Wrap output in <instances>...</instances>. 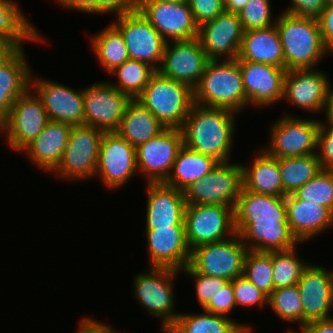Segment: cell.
Here are the masks:
<instances>
[{"label":"cell","instance_id":"cell-37","mask_svg":"<svg viewBox=\"0 0 333 333\" xmlns=\"http://www.w3.org/2000/svg\"><path fill=\"white\" fill-rule=\"evenodd\" d=\"M155 72L156 70L147 63L128 59L110 72L111 75H116L119 80L117 83L110 81V84L132 99H136L143 92Z\"/></svg>","mask_w":333,"mask_h":333},{"label":"cell","instance_id":"cell-36","mask_svg":"<svg viewBox=\"0 0 333 333\" xmlns=\"http://www.w3.org/2000/svg\"><path fill=\"white\" fill-rule=\"evenodd\" d=\"M283 191L293 194L322 171L317 154L279 159Z\"/></svg>","mask_w":333,"mask_h":333},{"label":"cell","instance_id":"cell-3","mask_svg":"<svg viewBox=\"0 0 333 333\" xmlns=\"http://www.w3.org/2000/svg\"><path fill=\"white\" fill-rule=\"evenodd\" d=\"M283 50L285 69H313L329 54L317 18L281 13L275 24Z\"/></svg>","mask_w":333,"mask_h":333},{"label":"cell","instance_id":"cell-33","mask_svg":"<svg viewBox=\"0 0 333 333\" xmlns=\"http://www.w3.org/2000/svg\"><path fill=\"white\" fill-rule=\"evenodd\" d=\"M41 36L14 0H0V40L23 48L24 41L27 40L45 42V37Z\"/></svg>","mask_w":333,"mask_h":333},{"label":"cell","instance_id":"cell-30","mask_svg":"<svg viewBox=\"0 0 333 333\" xmlns=\"http://www.w3.org/2000/svg\"><path fill=\"white\" fill-rule=\"evenodd\" d=\"M254 153L252 164L242 165L243 188L265 194L286 197L283 191L279 159L268 155L262 148Z\"/></svg>","mask_w":333,"mask_h":333},{"label":"cell","instance_id":"cell-51","mask_svg":"<svg viewBox=\"0 0 333 333\" xmlns=\"http://www.w3.org/2000/svg\"><path fill=\"white\" fill-rule=\"evenodd\" d=\"M79 322L81 323H79L75 333H120L114 330L110 325L94 320L93 318H87L86 316Z\"/></svg>","mask_w":333,"mask_h":333},{"label":"cell","instance_id":"cell-17","mask_svg":"<svg viewBox=\"0 0 333 333\" xmlns=\"http://www.w3.org/2000/svg\"><path fill=\"white\" fill-rule=\"evenodd\" d=\"M208 61L198 37L189 40H173L166 43L162 62L157 71L165 77L194 89Z\"/></svg>","mask_w":333,"mask_h":333},{"label":"cell","instance_id":"cell-54","mask_svg":"<svg viewBox=\"0 0 333 333\" xmlns=\"http://www.w3.org/2000/svg\"><path fill=\"white\" fill-rule=\"evenodd\" d=\"M20 49L16 44L0 40V68Z\"/></svg>","mask_w":333,"mask_h":333},{"label":"cell","instance_id":"cell-11","mask_svg":"<svg viewBox=\"0 0 333 333\" xmlns=\"http://www.w3.org/2000/svg\"><path fill=\"white\" fill-rule=\"evenodd\" d=\"M234 207L189 204L185 209L186 241L190 249L226 240L236 234Z\"/></svg>","mask_w":333,"mask_h":333},{"label":"cell","instance_id":"cell-43","mask_svg":"<svg viewBox=\"0 0 333 333\" xmlns=\"http://www.w3.org/2000/svg\"><path fill=\"white\" fill-rule=\"evenodd\" d=\"M180 271L182 273L185 272L186 275H190V277L193 278L197 296L196 298L202 309H204L210 301L215 298L220 289L224 288L229 282L221 277L198 273L196 270H192L188 266Z\"/></svg>","mask_w":333,"mask_h":333},{"label":"cell","instance_id":"cell-44","mask_svg":"<svg viewBox=\"0 0 333 333\" xmlns=\"http://www.w3.org/2000/svg\"><path fill=\"white\" fill-rule=\"evenodd\" d=\"M236 306L252 307L268 306V296L251 283L244 275L232 281Z\"/></svg>","mask_w":333,"mask_h":333},{"label":"cell","instance_id":"cell-39","mask_svg":"<svg viewBox=\"0 0 333 333\" xmlns=\"http://www.w3.org/2000/svg\"><path fill=\"white\" fill-rule=\"evenodd\" d=\"M270 310L288 323H298L303 328V306L297 285L275 289L268 298Z\"/></svg>","mask_w":333,"mask_h":333},{"label":"cell","instance_id":"cell-6","mask_svg":"<svg viewBox=\"0 0 333 333\" xmlns=\"http://www.w3.org/2000/svg\"><path fill=\"white\" fill-rule=\"evenodd\" d=\"M149 272L133 277V292L145 310L161 319V327L173 325L179 315L175 310L173 284L180 270L168 267H150Z\"/></svg>","mask_w":333,"mask_h":333},{"label":"cell","instance_id":"cell-40","mask_svg":"<svg viewBox=\"0 0 333 333\" xmlns=\"http://www.w3.org/2000/svg\"><path fill=\"white\" fill-rule=\"evenodd\" d=\"M243 275L269 297L274 291L272 252L248 250Z\"/></svg>","mask_w":333,"mask_h":333},{"label":"cell","instance_id":"cell-27","mask_svg":"<svg viewBox=\"0 0 333 333\" xmlns=\"http://www.w3.org/2000/svg\"><path fill=\"white\" fill-rule=\"evenodd\" d=\"M72 125L49 120L41 133L21 152L36 167L50 173L59 164L69 141Z\"/></svg>","mask_w":333,"mask_h":333},{"label":"cell","instance_id":"cell-12","mask_svg":"<svg viewBox=\"0 0 333 333\" xmlns=\"http://www.w3.org/2000/svg\"><path fill=\"white\" fill-rule=\"evenodd\" d=\"M49 119L44 106L29 88L13 103L10 113L0 123L1 132L7 144L16 152H21L46 127Z\"/></svg>","mask_w":333,"mask_h":333},{"label":"cell","instance_id":"cell-23","mask_svg":"<svg viewBox=\"0 0 333 333\" xmlns=\"http://www.w3.org/2000/svg\"><path fill=\"white\" fill-rule=\"evenodd\" d=\"M327 76L324 71L317 68L287 71L284 79L283 100L311 114L323 112L330 85Z\"/></svg>","mask_w":333,"mask_h":333},{"label":"cell","instance_id":"cell-55","mask_svg":"<svg viewBox=\"0 0 333 333\" xmlns=\"http://www.w3.org/2000/svg\"><path fill=\"white\" fill-rule=\"evenodd\" d=\"M248 2L249 0H224V10L239 14Z\"/></svg>","mask_w":333,"mask_h":333},{"label":"cell","instance_id":"cell-20","mask_svg":"<svg viewBox=\"0 0 333 333\" xmlns=\"http://www.w3.org/2000/svg\"><path fill=\"white\" fill-rule=\"evenodd\" d=\"M297 286L303 306V327L313 321L333 318L330 315L333 310V269L309 263Z\"/></svg>","mask_w":333,"mask_h":333},{"label":"cell","instance_id":"cell-2","mask_svg":"<svg viewBox=\"0 0 333 333\" xmlns=\"http://www.w3.org/2000/svg\"><path fill=\"white\" fill-rule=\"evenodd\" d=\"M236 112L194 103L181 128L184 145L214 157L220 163L229 162L235 131Z\"/></svg>","mask_w":333,"mask_h":333},{"label":"cell","instance_id":"cell-1","mask_svg":"<svg viewBox=\"0 0 333 333\" xmlns=\"http://www.w3.org/2000/svg\"><path fill=\"white\" fill-rule=\"evenodd\" d=\"M234 224L248 250L281 251L300 244L287 221L286 197L242 188L234 207Z\"/></svg>","mask_w":333,"mask_h":333},{"label":"cell","instance_id":"cell-48","mask_svg":"<svg viewBox=\"0 0 333 333\" xmlns=\"http://www.w3.org/2000/svg\"><path fill=\"white\" fill-rule=\"evenodd\" d=\"M289 7L284 10L296 16L317 18L325 7V0H291Z\"/></svg>","mask_w":333,"mask_h":333},{"label":"cell","instance_id":"cell-58","mask_svg":"<svg viewBox=\"0 0 333 333\" xmlns=\"http://www.w3.org/2000/svg\"><path fill=\"white\" fill-rule=\"evenodd\" d=\"M164 2H176V3H182V2H188V0H160Z\"/></svg>","mask_w":333,"mask_h":333},{"label":"cell","instance_id":"cell-41","mask_svg":"<svg viewBox=\"0 0 333 333\" xmlns=\"http://www.w3.org/2000/svg\"><path fill=\"white\" fill-rule=\"evenodd\" d=\"M293 195L299 200L325 206L333 212V171L322 170Z\"/></svg>","mask_w":333,"mask_h":333},{"label":"cell","instance_id":"cell-24","mask_svg":"<svg viewBox=\"0 0 333 333\" xmlns=\"http://www.w3.org/2000/svg\"><path fill=\"white\" fill-rule=\"evenodd\" d=\"M147 184L145 230L185 226L186 202L183 191L161 183Z\"/></svg>","mask_w":333,"mask_h":333},{"label":"cell","instance_id":"cell-29","mask_svg":"<svg viewBox=\"0 0 333 333\" xmlns=\"http://www.w3.org/2000/svg\"><path fill=\"white\" fill-rule=\"evenodd\" d=\"M20 48L0 68V123L8 116L14 101L30 88L31 67Z\"/></svg>","mask_w":333,"mask_h":333},{"label":"cell","instance_id":"cell-52","mask_svg":"<svg viewBox=\"0 0 333 333\" xmlns=\"http://www.w3.org/2000/svg\"><path fill=\"white\" fill-rule=\"evenodd\" d=\"M59 6L70 10H77L80 13L98 14V0H56Z\"/></svg>","mask_w":333,"mask_h":333},{"label":"cell","instance_id":"cell-49","mask_svg":"<svg viewBox=\"0 0 333 333\" xmlns=\"http://www.w3.org/2000/svg\"><path fill=\"white\" fill-rule=\"evenodd\" d=\"M323 44L327 52L333 54V2H327L317 17Z\"/></svg>","mask_w":333,"mask_h":333},{"label":"cell","instance_id":"cell-31","mask_svg":"<svg viewBox=\"0 0 333 333\" xmlns=\"http://www.w3.org/2000/svg\"><path fill=\"white\" fill-rule=\"evenodd\" d=\"M165 129L164 125L137 99H132L116 132L137 148Z\"/></svg>","mask_w":333,"mask_h":333},{"label":"cell","instance_id":"cell-22","mask_svg":"<svg viewBox=\"0 0 333 333\" xmlns=\"http://www.w3.org/2000/svg\"><path fill=\"white\" fill-rule=\"evenodd\" d=\"M248 106L270 107L283 100L287 70L270 64L239 61Z\"/></svg>","mask_w":333,"mask_h":333},{"label":"cell","instance_id":"cell-45","mask_svg":"<svg viewBox=\"0 0 333 333\" xmlns=\"http://www.w3.org/2000/svg\"><path fill=\"white\" fill-rule=\"evenodd\" d=\"M316 154L322 170L333 171V123L321 121Z\"/></svg>","mask_w":333,"mask_h":333},{"label":"cell","instance_id":"cell-16","mask_svg":"<svg viewBox=\"0 0 333 333\" xmlns=\"http://www.w3.org/2000/svg\"><path fill=\"white\" fill-rule=\"evenodd\" d=\"M137 172L136 148L116 131L104 132L94 177H100L108 188L118 189Z\"/></svg>","mask_w":333,"mask_h":333},{"label":"cell","instance_id":"cell-21","mask_svg":"<svg viewBox=\"0 0 333 333\" xmlns=\"http://www.w3.org/2000/svg\"><path fill=\"white\" fill-rule=\"evenodd\" d=\"M243 33L238 14L225 10L213 20L198 27V39L208 60L236 59Z\"/></svg>","mask_w":333,"mask_h":333},{"label":"cell","instance_id":"cell-42","mask_svg":"<svg viewBox=\"0 0 333 333\" xmlns=\"http://www.w3.org/2000/svg\"><path fill=\"white\" fill-rule=\"evenodd\" d=\"M271 6L270 0H249L238 14L243 30L264 29L275 25L277 16L272 14Z\"/></svg>","mask_w":333,"mask_h":333},{"label":"cell","instance_id":"cell-34","mask_svg":"<svg viewBox=\"0 0 333 333\" xmlns=\"http://www.w3.org/2000/svg\"><path fill=\"white\" fill-rule=\"evenodd\" d=\"M173 326L180 333H253L252 327L203 310L199 313H179Z\"/></svg>","mask_w":333,"mask_h":333},{"label":"cell","instance_id":"cell-18","mask_svg":"<svg viewBox=\"0 0 333 333\" xmlns=\"http://www.w3.org/2000/svg\"><path fill=\"white\" fill-rule=\"evenodd\" d=\"M137 10L167 42L198 37V26L188 2L138 0Z\"/></svg>","mask_w":333,"mask_h":333},{"label":"cell","instance_id":"cell-56","mask_svg":"<svg viewBox=\"0 0 333 333\" xmlns=\"http://www.w3.org/2000/svg\"><path fill=\"white\" fill-rule=\"evenodd\" d=\"M333 88L329 85L323 111L328 123H333Z\"/></svg>","mask_w":333,"mask_h":333},{"label":"cell","instance_id":"cell-14","mask_svg":"<svg viewBox=\"0 0 333 333\" xmlns=\"http://www.w3.org/2000/svg\"><path fill=\"white\" fill-rule=\"evenodd\" d=\"M85 125L116 131L132 98L110 82H94L83 89Z\"/></svg>","mask_w":333,"mask_h":333},{"label":"cell","instance_id":"cell-9","mask_svg":"<svg viewBox=\"0 0 333 333\" xmlns=\"http://www.w3.org/2000/svg\"><path fill=\"white\" fill-rule=\"evenodd\" d=\"M248 252L239 234L219 242L191 249L190 269L209 276L232 281L244 274V260Z\"/></svg>","mask_w":333,"mask_h":333},{"label":"cell","instance_id":"cell-8","mask_svg":"<svg viewBox=\"0 0 333 333\" xmlns=\"http://www.w3.org/2000/svg\"><path fill=\"white\" fill-rule=\"evenodd\" d=\"M103 135V130L92 126H72L62 158L51 173L75 181L94 177Z\"/></svg>","mask_w":333,"mask_h":333},{"label":"cell","instance_id":"cell-19","mask_svg":"<svg viewBox=\"0 0 333 333\" xmlns=\"http://www.w3.org/2000/svg\"><path fill=\"white\" fill-rule=\"evenodd\" d=\"M30 88L41 100L49 120L72 126L85 125L83 88L76 91L67 85L33 75Z\"/></svg>","mask_w":333,"mask_h":333},{"label":"cell","instance_id":"cell-60","mask_svg":"<svg viewBox=\"0 0 333 333\" xmlns=\"http://www.w3.org/2000/svg\"><path fill=\"white\" fill-rule=\"evenodd\" d=\"M325 2L327 3V2H333V0H325Z\"/></svg>","mask_w":333,"mask_h":333},{"label":"cell","instance_id":"cell-26","mask_svg":"<svg viewBox=\"0 0 333 333\" xmlns=\"http://www.w3.org/2000/svg\"><path fill=\"white\" fill-rule=\"evenodd\" d=\"M286 206L290 230L300 243L333 228V212L325 206L299 200L293 194L286 196Z\"/></svg>","mask_w":333,"mask_h":333},{"label":"cell","instance_id":"cell-50","mask_svg":"<svg viewBox=\"0 0 333 333\" xmlns=\"http://www.w3.org/2000/svg\"><path fill=\"white\" fill-rule=\"evenodd\" d=\"M137 8L138 0H98L99 15L114 13L115 17L137 11Z\"/></svg>","mask_w":333,"mask_h":333},{"label":"cell","instance_id":"cell-32","mask_svg":"<svg viewBox=\"0 0 333 333\" xmlns=\"http://www.w3.org/2000/svg\"><path fill=\"white\" fill-rule=\"evenodd\" d=\"M219 163L214 157L196 152L183 145L178 151L168 178L163 183L183 191L191 183L201 180Z\"/></svg>","mask_w":333,"mask_h":333},{"label":"cell","instance_id":"cell-47","mask_svg":"<svg viewBox=\"0 0 333 333\" xmlns=\"http://www.w3.org/2000/svg\"><path fill=\"white\" fill-rule=\"evenodd\" d=\"M236 307L233 285L232 282L229 281L224 288L220 289L215 298H213L203 310L228 317Z\"/></svg>","mask_w":333,"mask_h":333},{"label":"cell","instance_id":"cell-59","mask_svg":"<svg viewBox=\"0 0 333 333\" xmlns=\"http://www.w3.org/2000/svg\"><path fill=\"white\" fill-rule=\"evenodd\" d=\"M289 333H305L302 329H299V332L289 331Z\"/></svg>","mask_w":333,"mask_h":333},{"label":"cell","instance_id":"cell-7","mask_svg":"<svg viewBox=\"0 0 333 333\" xmlns=\"http://www.w3.org/2000/svg\"><path fill=\"white\" fill-rule=\"evenodd\" d=\"M274 122L268 145L262 147L268 155L281 159L316 154L321 120L284 114Z\"/></svg>","mask_w":333,"mask_h":333},{"label":"cell","instance_id":"cell-4","mask_svg":"<svg viewBox=\"0 0 333 333\" xmlns=\"http://www.w3.org/2000/svg\"><path fill=\"white\" fill-rule=\"evenodd\" d=\"M194 103L236 113L248 106L239 60H209L193 89Z\"/></svg>","mask_w":333,"mask_h":333},{"label":"cell","instance_id":"cell-38","mask_svg":"<svg viewBox=\"0 0 333 333\" xmlns=\"http://www.w3.org/2000/svg\"><path fill=\"white\" fill-rule=\"evenodd\" d=\"M296 248L272 251L274 290L297 285L308 266L309 263L299 259Z\"/></svg>","mask_w":333,"mask_h":333},{"label":"cell","instance_id":"cell-25","mask_svg":"<svg viewBox=\"0 0 333 333\" xmlns=\"http://www.w3.org/2000/svg\"><path fill=\"white\" fill-rule=\"evenodd\" d=\"M150 267L184 269L190 260L191 249L186 241L185 226L145 230Z\"/></svg>","mask_w":333,"mask_h":333},{"label":"cell","instance_id":"cell-35","mask_svg":"<svg viewBox=\"0 0 333 333\" xmlns=\"http://www.w3.org/2000/svg\"><path fill=\"white\" fill-rule=\"evenodd\" d=\"M90 42L95 58L107 73L130 59L124 37L113 23L94 34Z\"/></svg>","mask_w":333,"mask_h":333},{"label":"cell","instance_id":"cell-28","mask_svg":"<svg viewBox=\"0 0 333 333\" xmlns=\"http://www.w3.org/2000/svg\"><path fill=\"white\" fill-rule=\"evenodd\" d=\"M237 59L285 68L282 44L276 26L244 31Z\"/></svg>","mask_w":333,"mask_h":333},{"label":"cell","instance_id":"cell-13","mask_svg":"<svg viewBox=\"0 0 333 333\" xmlns=\"http://www.w3.org/2000/svg\"><path fill=\"white\" fill-rule=\"evenodd\" d=\"M183 145L181 129L165 128L136 148L137 170L143 173L146 183H161L168 178Z\"/></svg>","mask_w":333,"mask_h":333},{"label":"cell","instance_id":"cell-53","mask_svg":"<svg viewBox=\"0 0 333 333\" xmlns=\"http://www.w3.org/2000/svg\"><path fill=\"white\" fill-rule=\"evenodd\" d=\"M302 330L305 333H333V318L310 322Z\"/></svg>","mask_w":333,"mask_h":333},{"label":"cell","instance_id":"cell-46","mask_svg":"<svg viewBox=\"0 0 333 333\" xmlns=\"http://www.w3.org/2000/svg\"><path fill=\"white\" fill-rule=\"evenodd\" d=\"M188 5L198 27L224 11V0H188Z\"/></svg>","mask_w":333,"mask_h":333},{"label":"cell","instance_id":"cell-5","mask_svg":"<svg viewBox=\"0 0 333 333\" xmlns=\"http://www.w3.org/2000/svg\"><path fill=\"white\" fill-rule=\"evenodd\" d=\"M136 99L149 109L165 128L181 129L194 105V92L188 85L156 71Z\"/></svg>","mask_w":333,"mask_h":333},{"label":"cell","instance_id":"cell-10","mask_svg":"<svg viewBox=\"0 0 333 333\" xmlns=\"http://www.w3.org/2000/svg\"><path fill=\"white\" fill-rule=\"evenodd\" d=\"M243 188L241 163H219L201 180L183 190L185 202L198 205L235 206Z\"/></svg>","mask_w":333,"mask_h":333},{"label":"cell","instance_id":"cell-15","mask_svg":"<svg viewBox=\"0 0 333 333\" xmlns=\"http://www.w3.org/2000/svg\"><path fill=\"white\" fill-rule=\"evenodd\" d=\"M112 22L122 33L130 59L159 69L167 41L140 12L115 16Z\"/></svg>","mask_w":333,"mask_h":333},{"label":"cell","instance_id":"cell-57","mask_svg":"<svg viewBox=\"0 0 333 333\" xmlns=\"http://www.w3.org/2000/svg\"><path fill=\"white\" fill-rule=\"evenodd\" d=\"M161 330H163L164 333H180L173 325L163 326L161 327Z\"/></svg>","mask_w":333,"mask_h":333}]
</instances>
